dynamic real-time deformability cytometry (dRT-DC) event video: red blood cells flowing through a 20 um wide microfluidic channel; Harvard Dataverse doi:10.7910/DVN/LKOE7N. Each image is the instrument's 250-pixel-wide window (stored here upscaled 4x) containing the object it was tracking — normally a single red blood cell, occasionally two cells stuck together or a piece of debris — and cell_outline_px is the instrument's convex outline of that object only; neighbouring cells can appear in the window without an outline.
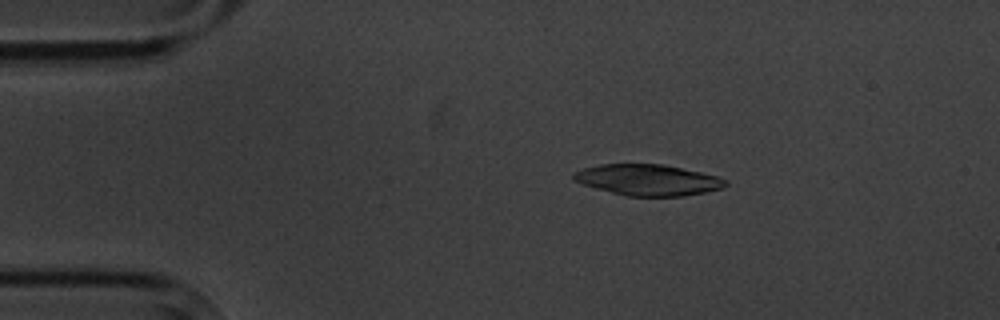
{"species": "common noctule bat (a hibernating species)", "species_latin": "Nyctalus noctula", "temperature_condition": "cold", "stored_images_in_passage": 5, "camera_frame_rate_fps": 3000, "um_per_image_px": 0.085, "animal": {"sex": "male", "body_mass_g": 20.1, "forearm_length_mm": 53.5}, "frame": {"image": 1, "passage_image": 2, "time_ms": 1.333, "image_size_px": [1000, 320], "cell_outline_px": [[728, 184], [724, 188], [684, 196], [628, 196], [596, 188], [572, 180], [572, 176], [576, 172], [584, 168], [600, 164], [660, 164], [700, 172], [716, 176], [728, 180]], "centroid_in_image_um": [55.1, 15.3], "position_along_channel_um": 29.9, "area_um2": 27.22}}